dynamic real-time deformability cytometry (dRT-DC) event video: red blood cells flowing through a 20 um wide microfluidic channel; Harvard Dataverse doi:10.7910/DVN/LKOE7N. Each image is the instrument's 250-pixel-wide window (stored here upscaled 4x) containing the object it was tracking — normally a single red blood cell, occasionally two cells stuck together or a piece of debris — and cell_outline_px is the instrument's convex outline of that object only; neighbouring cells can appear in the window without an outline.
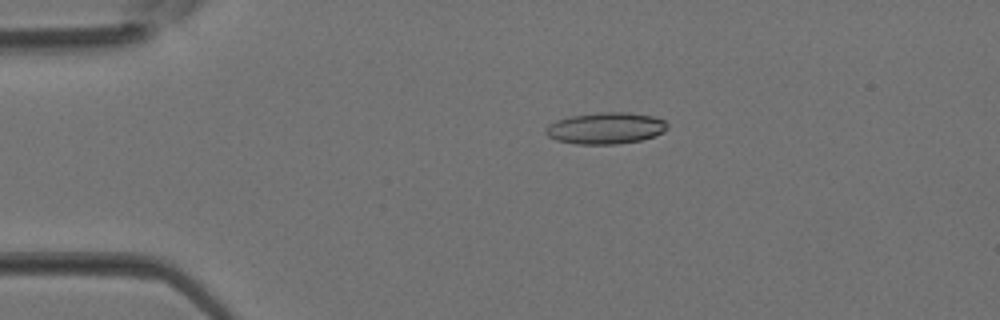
{"species": "Egyptian fruit bat (a non-hibernating species)", "species_latin": "Rousettus aegyptiacus", "temperature_condition": "room temperature", "stored_images_in_passage": 36, "camera_frame_rate_fps": 3000, "um_per_image_px": 0.085, "animal": {"sex": "female"}, "frame": {"image": 1, "passage_image": 6, "time_ms": 1.667, "image_size_px": [1000, 320], "cell_outline_px": [[668, 128], [664, 132], [656, 136], [640, 140], [616, 144], [576, 144], [556, 140], [548, 136], [544, 132], [544, 128], [548, 124], [556, 120], [572, 116], [600, 112], [628, 112], [652, 116], [664, 120], [668, 124]], "centroid_in_image_um": [51.48, 10.89], "position_along_channel_um": 33.5, "area_um2": 22.48}}
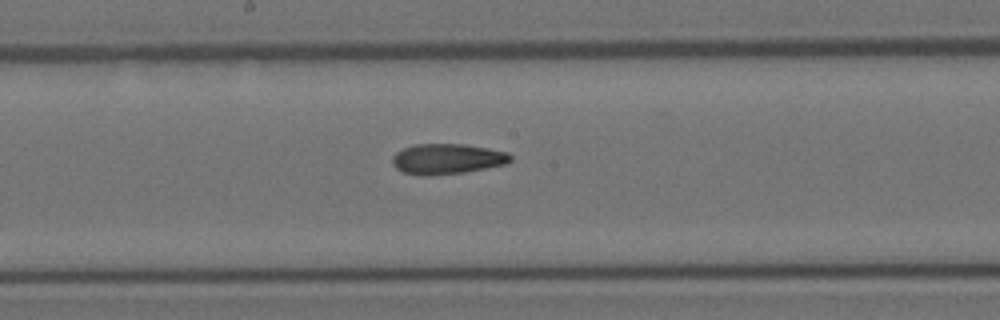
{"frame": {"image": 2, "passage_image": 18, "time_ms": 5.667, "image_size_px": [1000, 320], "cell_outline_px": [[512, 160], [504, 164], [464, 172], [428, 176], [420, 176], [404, 172], [396, 168], [392, 164], [392, 156], [396, 152], [404, 148], [416, 144], [464, 144], [488, 148], [508, 152], [512, 156]], "centroid_in_image_um": [37.99, 13.51], "position_along_channel_um": 210.2, "area_um2": 20.92}}
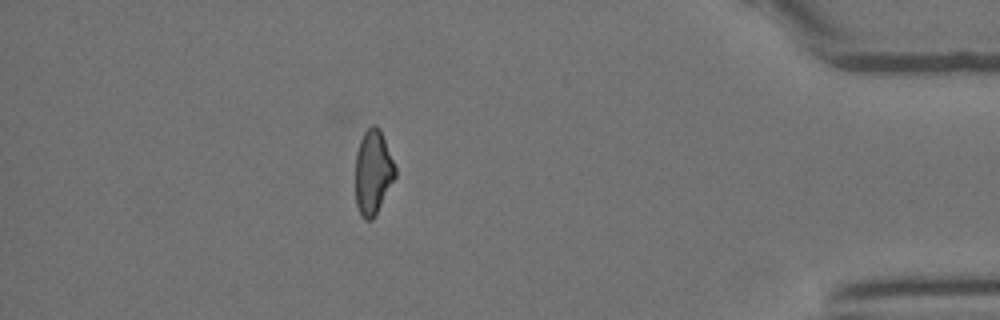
{"frame": {"image": 3, "passage_image": 31, "time_ms": 10.0, "image_size_px": [1000, 320], "cell_outline_px": [[396, 176], [372, 220], [364, 220], [360, 216], [356, 204], [356, 152], [360, 140], [364, 132], [372, 124], [376, 124], [380, 128], [396, 168]], "centroid_in_image_um": [31.7, 14.62], "position_along_channel_um": 403.5, "area_um2": 19.54}}